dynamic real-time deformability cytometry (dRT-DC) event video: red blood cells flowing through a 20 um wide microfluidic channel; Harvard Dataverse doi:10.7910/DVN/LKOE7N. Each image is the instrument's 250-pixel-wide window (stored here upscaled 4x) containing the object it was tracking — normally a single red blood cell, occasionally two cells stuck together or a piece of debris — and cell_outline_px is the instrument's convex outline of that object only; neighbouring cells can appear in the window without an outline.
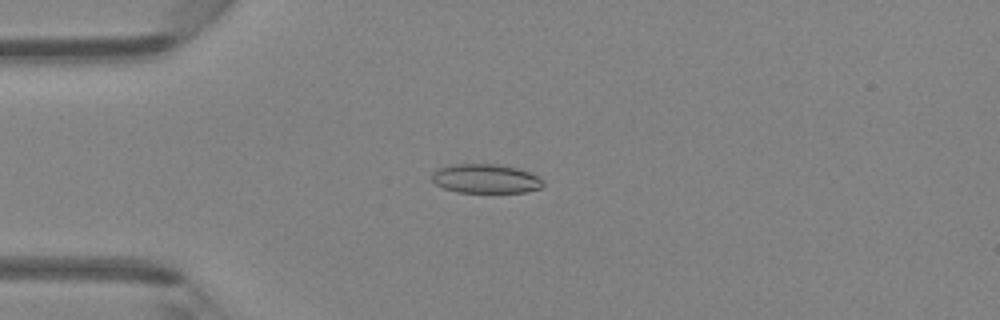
{"species": "Egyptian fruit bat (a non-hibernating species)", "species_latin": "Rousettus aegyptiacus", "temperature_condition": "room temperature", "stored_images_in_passage": 46, "camera_frame_rate_fps": 3000, "um_per_image_px": 0.085, "animal": {"sex": "female"}, "frame": {"image": 1, "passage_image": 12, "time_ms": 3.667, "image_size_px": [1000, 320], "cell_outline_px": [[544, 184], [540, 188], [528, 192], [456, 192], [444, 188], [436, 184], [432, 180], [432, 172], [436, 168], [452, 164], [500, 164], [516, 168], [528, 172], [544, 180]], "centroid_in_image_um": [41.26, 15.18], "position_along_channel_um": 43.7, "area_um2": 18.96}}
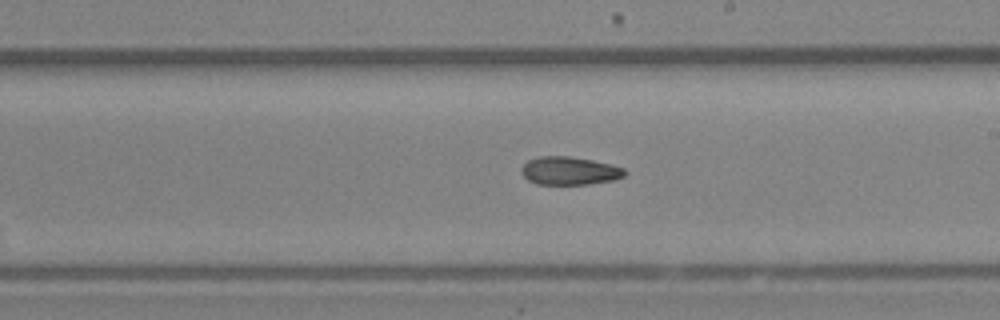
{"frame": {"image": 2, "passage_image": 27, "time_ms": 8.667, "image_size_px": [1000, 320], "cell_outline_px": [[628, 172], [624, 176], [612, 180], [588, 184], [536, 184], [528, 180], [520, 172], [520, 168], [528, 160], [540, 156], [568, 156], [592, 160], [612, 164], [624, 168]], "centroid_in_image_um": [48.4, 14.51], "position_along_channel_um": 240.6, "area_um2": 16.99}}
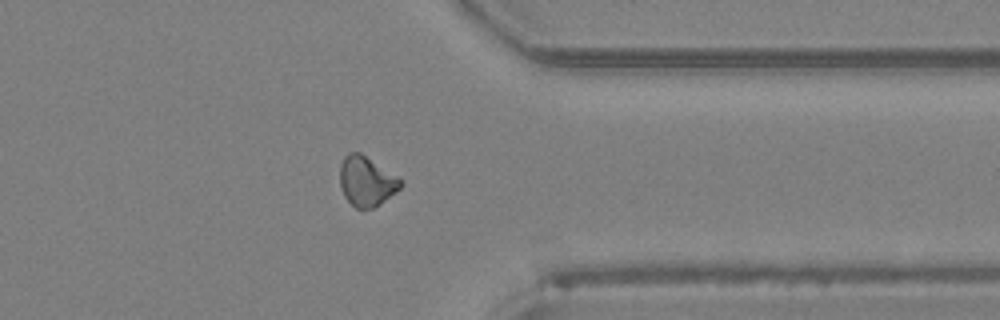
{"frame": {"image": 3, "passage_image": 37, "time_ms": 12.0, "image_size_px": [1000, 320], "cell_outline_px": [[404, 184], [396, 192], [380, 204], [372, 208], [356, 208], [344, 196], [340, 188], [340, 164], [344, 156], [348, 152], [360, 152], [404, 180]], "centroid_in_image_um": [31.16, 15.39], "position_along_channel_um": 380.2, "area_um2": 17.74}, "authors_computed_cell_mechanics": {"area_um2": 17.6001, "velocity_mm_per_s": 4.3747, "shape_relaxation_time_tau1_ms": null, "shape_relaxation_time_tau2_ms": 2.7536, "deformation_change_tau1": null, "deformation_change_tau2": 0.0945}}